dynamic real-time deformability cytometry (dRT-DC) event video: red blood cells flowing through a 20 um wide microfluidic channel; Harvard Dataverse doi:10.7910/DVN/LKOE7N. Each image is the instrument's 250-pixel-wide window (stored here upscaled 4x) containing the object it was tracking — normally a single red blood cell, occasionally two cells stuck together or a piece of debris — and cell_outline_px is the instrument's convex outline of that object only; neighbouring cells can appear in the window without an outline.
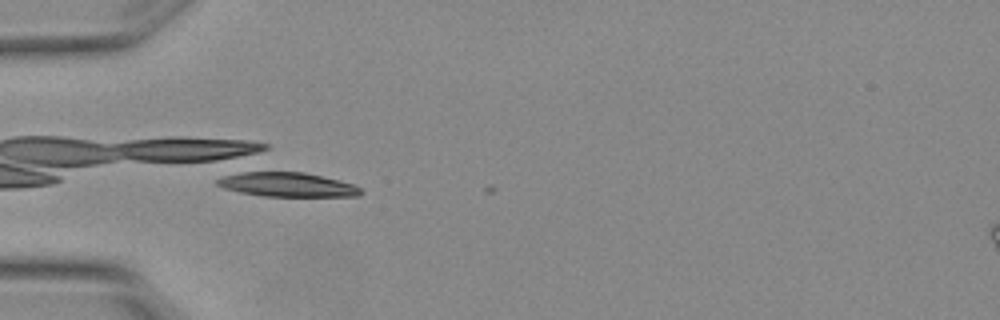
{"species": "Egyptian fruit bat (a non-hibernating species)", "species_latin": "Rousettus aegyptiacus", "temperature_condition": "warm", "stored_images_in_passage": 3, "camera_frame_rate_fps": 3000, "um_per_image_px": 0.085, "animal": {"sex": "female"}, "frame": {"image": 1, "passage_image": 3, "time_ms": 0.667, "image_size_px": [1000, 320], "cell_outline_px": [[364, 192], [360, 196], [264, 196], [240, 192], [224, 188], [216, 184], [216, 180], [232, 172], [252, 168], [256, 168], [304, 172], [352, 184], [360, 188]], "centroid_in_image_um": [24.28, 15.63], "position_along_channel_um": 60.7, "area_um2": 21.21}}